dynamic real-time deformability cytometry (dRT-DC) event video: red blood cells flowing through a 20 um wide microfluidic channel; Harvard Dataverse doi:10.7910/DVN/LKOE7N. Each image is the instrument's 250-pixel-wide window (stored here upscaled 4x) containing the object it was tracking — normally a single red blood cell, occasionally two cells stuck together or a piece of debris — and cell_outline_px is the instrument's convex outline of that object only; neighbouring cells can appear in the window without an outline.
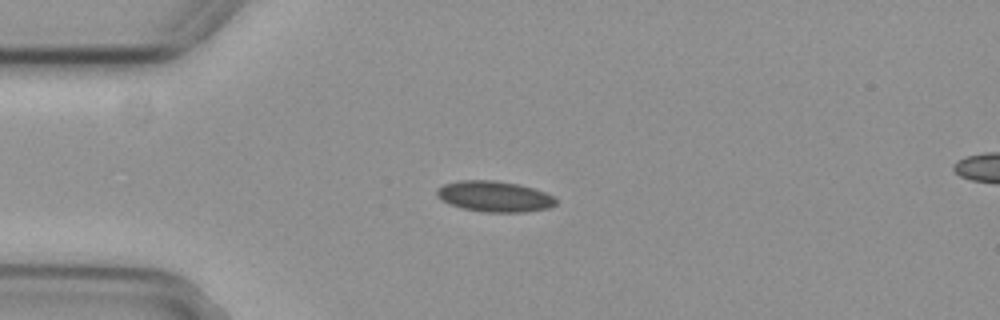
{"species": "common noctule bat (a hibernating species)", "species_latin": "Nyctalus noctula", "temperature_condition": "cold", "stored_images_in_passage": 5, "camera_frame_rate_fps": 3000, "um_per_image_px": 0.085, "animal": {"sex": "female", "body_mass_g": 29.2, "forearm_length_mm": 56.3}, "frame": {"image": 1, "passage_image": 3, "time_ms": 0.667, "image_size_px": [1000, 320], "cell_outline_px": [[556, 204], [548, 208], [528, 212], [484, 212], [464, 208], [448, 204], [440, 200], [436, 196], [436, 188], [444, 184], [460, 180], [492, 180], [516, 184], [532, 188], [544, 192], [552, 196], [556, 200]], "centroid_in_image_um": [41.98, 16.7], "position_along_channel_um": 43.0, "area_um2": 21.33}}
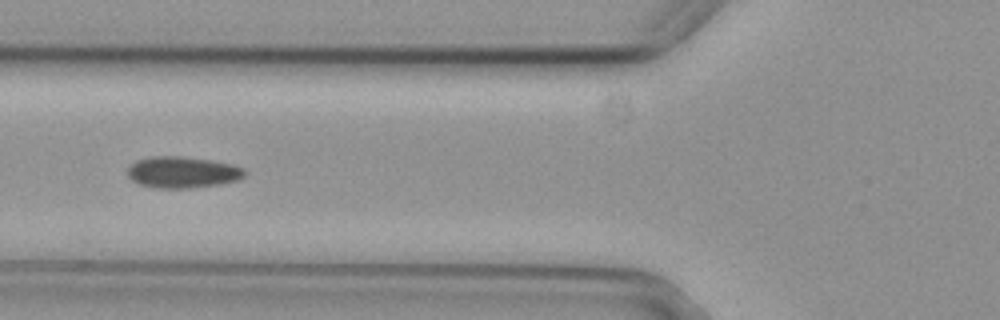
{"frame": {"image": 2, "passage_image": 5, "time_ms": 1.333, "image_size_px": [1000, 320], "cell_outline_px": [[248, 172], [240, 180], [220, 184], [192, 188], [156, 188], [140, 184], [132, 180], [128, 176], [128, 168], [136, 160], [152, 156], [180, 156], [212, 160], [232, 164], [244, 168]], "centroid_in_image_um": [15.56, 14.64], "position_along_channel_um": 110.2, "area_um2": 21.62}}